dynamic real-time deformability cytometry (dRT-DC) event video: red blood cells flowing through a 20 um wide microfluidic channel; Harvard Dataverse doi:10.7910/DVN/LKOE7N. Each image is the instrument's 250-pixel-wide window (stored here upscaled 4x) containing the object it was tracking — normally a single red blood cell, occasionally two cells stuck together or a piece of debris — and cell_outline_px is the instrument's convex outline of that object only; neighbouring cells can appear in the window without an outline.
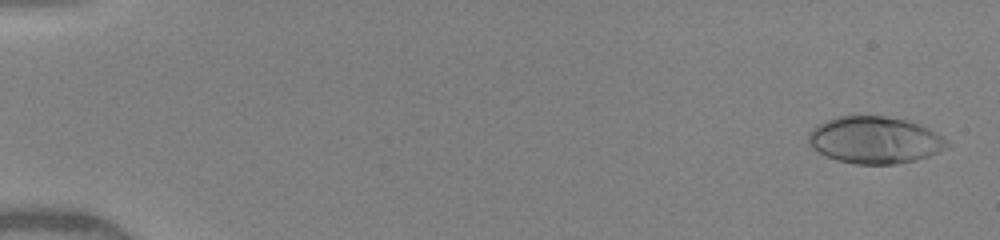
{"species": "human", "species_latin": "Homo sapiens", "temperature_condition": "warm", "stored_images_in_passage": 12, "camera_frame_rate_fps": 3000, "um_per_image_px": 0.085, "donor": {"sex": "female"}, "frame": {"image": 1, "passage_image": 2, "time_ms": 0.333, "image_size_px": [1000, 240], "cell_outline_px": [[952, 144], [948, 148], [940, 152], [916, 160], [896, 164], [856, 164], [836, 160], [812, 148], [808, 144], [808, 136], [812, 128], [836, 116], [884, 116], [904, 120], [928, 128], [936, 132]], "centroid_in_image_um": [74.38, 11.91], "position_along_channel_um": 10.6, "area_um2": 37.86}}
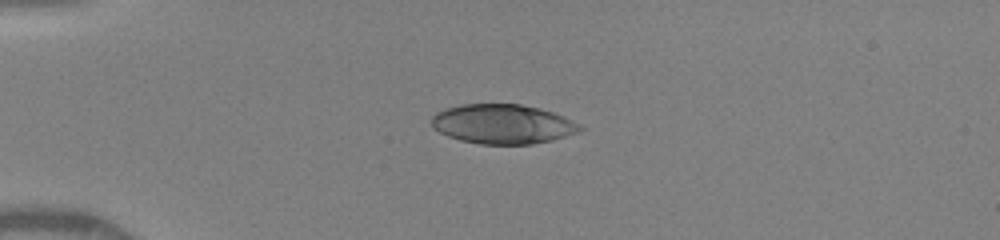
{"frame": {"image": 2, "passage_image": 11, "time_ms": 4.0, "image_size_px": [1000, 240], "cell_outline_px": [[584, 128], [580, 132], [552, 140], [532, 144], [480, 144], [460, 140], [448, 136], [432, 128], [428, 120], [436, 112], [444, 108], [460, 104], [520, 104], [540, 108], [564, 116], [580, 124]], "centroid_in_image_um": [42.7, 10.54], "position_along_channel_um": 42.3, "area_um2": 34.56}}